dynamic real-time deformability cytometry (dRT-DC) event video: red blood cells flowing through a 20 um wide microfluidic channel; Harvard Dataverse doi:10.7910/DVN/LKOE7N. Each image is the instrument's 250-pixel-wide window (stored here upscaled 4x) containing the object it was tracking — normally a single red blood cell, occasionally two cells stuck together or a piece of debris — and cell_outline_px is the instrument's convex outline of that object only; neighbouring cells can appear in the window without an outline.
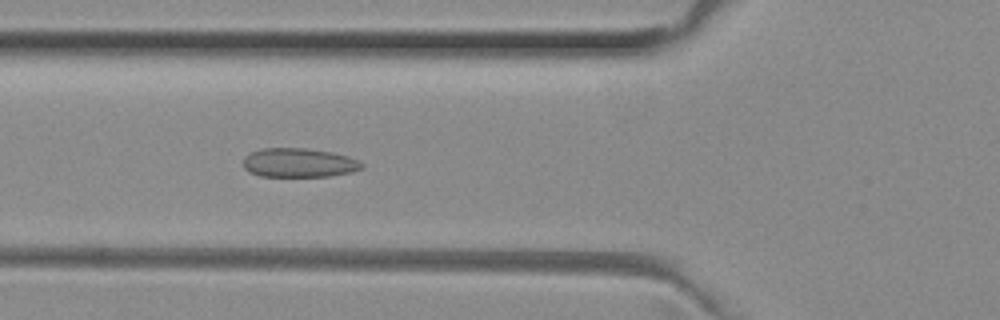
{"species": "common noctule bat (a hibernating species)", "species_latin": "Nyctalus noctula", "temperature_condition": "room temperature", "stored_images_in_passage": 43, "camera_frame_rate_fps": 3000, "um_per_image_px": 0.085, "animal": {"sex": "female", "body_mass_g": 29.2, "forearm_length_mm": 56.3}, "frame": {"image": 1, "passage_image": 10, "time_ms": 3.0, "image_size_px": [1000, 320], "cell_outline_px": [[364, 168], [352, 172], [328, 176], [260, 176], [248, 172], [244, 168], [244, 156], [252, 152], [264, 148], [304, 148], [332, 152], [348, 156], [360, 160], [364, 164]], "centroid_in_image_um": [25.44, 13.83], "position_along_channel_um": 100.4, "area_um2": 20.17}}
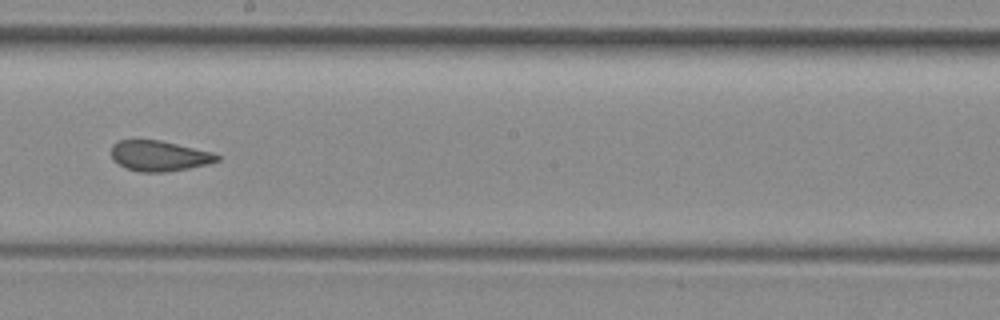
{"frame": {"image": 2, "passage_image": 20, "time_ms": 6.333, "image_size_px": [1000, 320], "cell_outline_px": [[220, 160], [208, 164], [168, 172], [140, 172], [124, 168], [112, 160], [112, 144], [120, 140], [160, 140], [212, 152], [220, 156]], "centroid_in_image_um": [13.51, 13.26], "position_along_channel_um": 234.7, "area_um2": 18.84}}
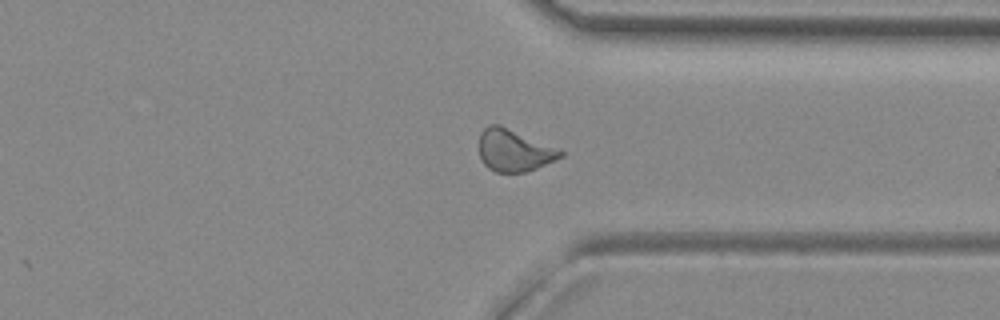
{"frame": {"image": 3, "passage_image": 30, "time_ms": 9.667, "image_size_px": [1000, 320], "cell_outline_px": [[564, 156], [556, 160], [536, 168], [524, 172], [496, 172], [488, 168], [480, 160], [480, 132], [488, 124], [500, 124], [564, 152]], "centroid_in_image_um": [43.66, 12.79], "position_along_channel_um": 367.7, "area_um2": 19.71}, "authors_computed_cell_mechanics": {"area_um2": 19.7098, "velocity_mm_per_s": 4.0232, "shape_relaxation_time_tau1_ms": null, "shape_relaxation_time_tau2_ms": 1.3189, "deformation_change_tau1": null, "deformation_change_tau2": 0.0857}}